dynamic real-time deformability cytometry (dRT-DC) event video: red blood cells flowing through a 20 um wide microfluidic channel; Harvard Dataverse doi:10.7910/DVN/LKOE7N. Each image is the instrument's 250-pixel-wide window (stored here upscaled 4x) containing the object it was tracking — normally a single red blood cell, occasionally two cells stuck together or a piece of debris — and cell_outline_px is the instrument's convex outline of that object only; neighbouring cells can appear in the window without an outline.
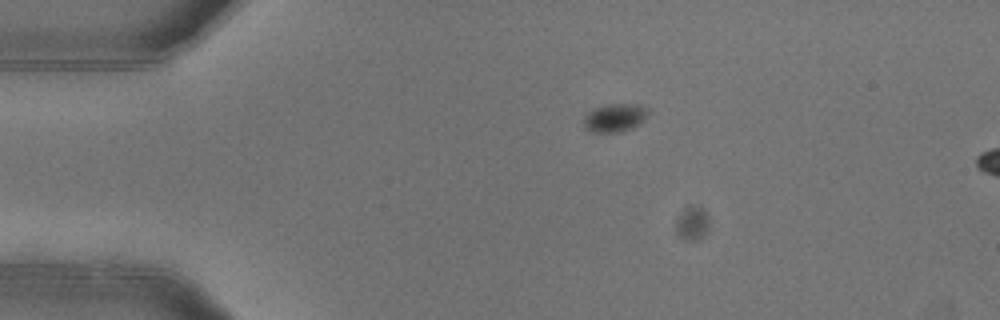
{"species": "common noctule bat (a hibernating species)", "species_latin": "Nyctalus noctula", "temperature_condition": "warm", "stored_images_in_passage": 3, "camera_frame_rate_fps": 3000, "um_per_image_px": 0.085, "animal": {"sex": "female"}, "frame": {"image": 1, "passage_image": 1, "time_ms": 0.0, "image_size_px": [1000, 320], "cell_outline_px": [[648, 112], [644, 120], [632, 128], [620, 132], [592, 132], [584, 128], [584, 116], [588, 112], [596, 108], [612, 104], [636, 104], [644, 108]], "centroid_in_image_um": [52.23, 10.03], "position_along_channel_um": 32.8, "area_um2": 10.35}}